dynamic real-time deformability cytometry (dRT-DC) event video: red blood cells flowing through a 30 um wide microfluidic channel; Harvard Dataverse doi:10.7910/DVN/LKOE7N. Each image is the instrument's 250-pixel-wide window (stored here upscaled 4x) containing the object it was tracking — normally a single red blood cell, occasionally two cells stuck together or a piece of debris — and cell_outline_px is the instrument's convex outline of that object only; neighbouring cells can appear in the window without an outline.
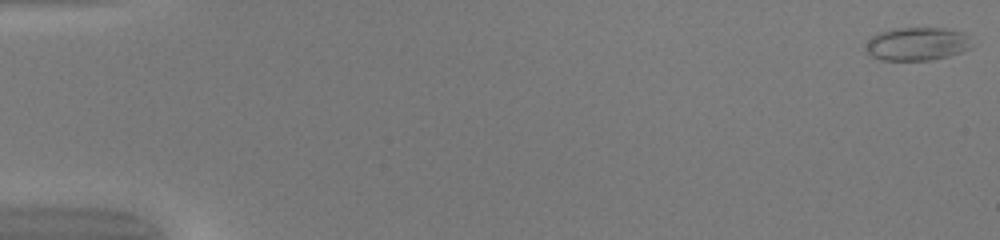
{"species": "common noctule bat (a hibernating species)", "species_latin": "Nyctalus noctula", "temperature_condition": "warm", "stored_images_in_passage": 50, "camera_frame_rate_fps": 3000, "um_per_image_px": 0.085, "animal": {"sex": "female", "body_mass_g": 20.0, "forearm_length_mm": 54.0}, "frame": {"image": 1, "passage_image": 1, "time_ms": 0.0, "image_size_px": [1000, 240], "cell_outline_px": [[972, 48], [948, 56], [932, 60], [880, 60], [872, 56], [868, 52], [868, 40], [872, 36], [880, 32], [892, 28], [948, 28], [964, 32]], "centroid_in_image_um": [77.97, 3.72], "position_along_channel_um": 7.0, "area_um2": 20.4}}
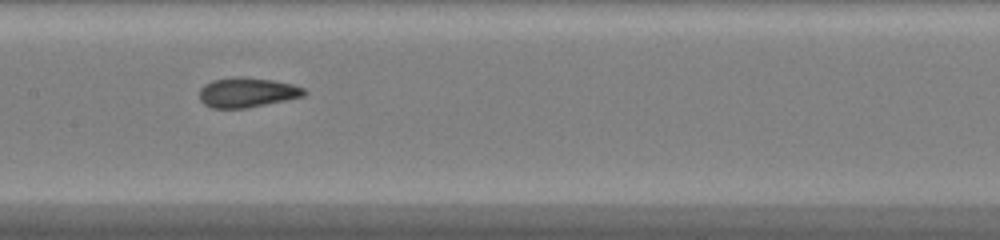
{"frame": {"image": 2, "passage_image": 26, "time_ms": 8.333, "image_size_px": [1000, 240], "cell_outline_px": [[308, 92], [304, 96], [248, 108], [212, 108], [204, 104], [200, 100], [200, 88], [204, 84], [212, 80], [240, 76], [272, 80], [292, 84], [304, 88]], "centroid_in_image_um": [21.0, 7.86], "position_along_channel_um": 186.4, "area_um2": 18.21}}
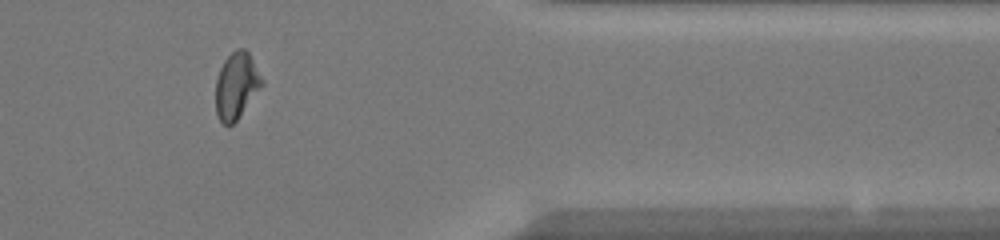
{"frame": {"image": 3, "passage_image": 42, "time_ms": 13.667, "image_size_px": [1000, 240], "cell_outline_px": [[264, 84], [236, 120], [228, 128], [220, 120], [216, 112], [216, 80], [220, 68], [224, 60], [236, 48], [244, 48], [248, 52], [264, 80]], "centroid_in_image_um": [20.1, 7.27], "position_along_channel_um": 391.3, "area_um2": 17.8}, "authors_computed_cell_mechanics": {"area_um2": 18.2648, "velocity_mm_per_s": 4.1986, "shape_relaxation_time_tau1_ms": 6.1381, "shape_relaxation_time_tau2_ms": 1.5186, "deformation_change_tau1": 0.1493, "deformation_change_tau2": 0.0742}}